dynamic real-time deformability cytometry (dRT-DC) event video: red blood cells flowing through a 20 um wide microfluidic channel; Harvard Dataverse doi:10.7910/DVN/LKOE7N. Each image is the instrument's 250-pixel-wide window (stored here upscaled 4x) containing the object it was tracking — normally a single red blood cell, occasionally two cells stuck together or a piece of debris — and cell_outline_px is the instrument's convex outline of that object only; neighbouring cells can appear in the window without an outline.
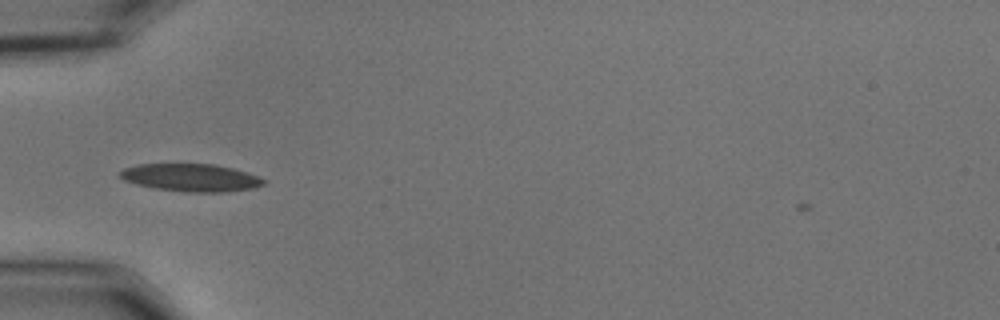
{"species": "common noctule bat (a hibernating species)", "species_latin": "Nyctalus noctula", "temperature_condition": "cold", "stored_images_in_passage": 38, "camera_frame_rate_fps": 3000, "um_per_image_px": 0.085, "animal": {"sex": "male", "body_mass_g": 15.6}, "frame": {"image": 1, "passage_image": 1, "time_ms": 0.0, "image_size_px": [1000, 320], "cell_outline_px": [[264, 184], [252, 188], [224, 192], [188, 192], [152, 188], [136, 184], [124, 180], [116, 172], [124, 168], [140, 164], [216, 164], [232, 168], [256, 176], [264, 180]], "centroid_in_image_um": [16.16, 15.1], "position_along_channel_um": 68.8, "area_um2": 23.0}}
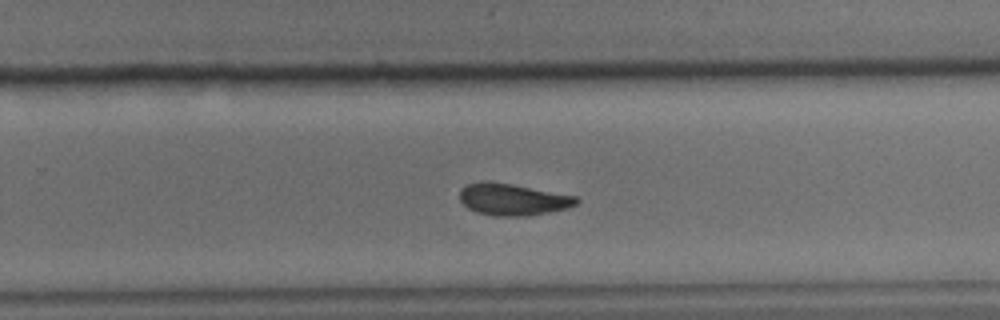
{"frame": {"image": 2, "passage_image": 19, "time_ms": 6.0, "image_size_px": [1000, 320], "cell_outline_px": [[580, 200], [576, 204], [568, 208], [528, 216], [496, 216], [476, 212], [468, 208], [460, 200], [460, 188], [468, 184], [484, 180], [488, 180], [512, 184], [576, 196]], "centroid_in_image_um": [43.57, 16.94], "position_along_channel_um": 286.2, "area_um2": 21.68}}
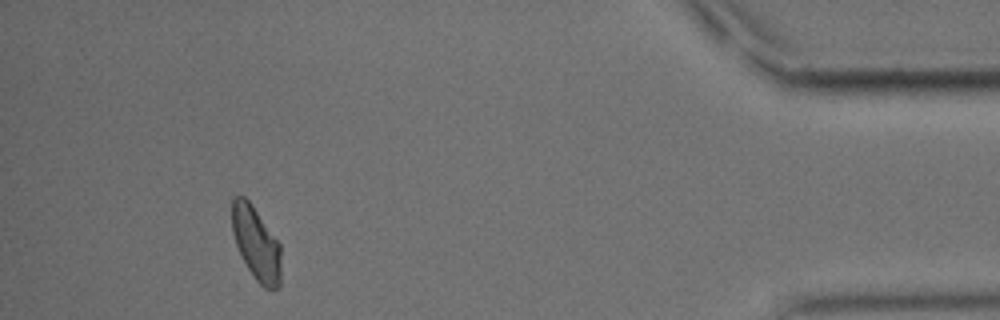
{"frame": {"image": 3, "passage_image": 34, "time_ms": 11.0, "image_size_px": [1000, 320], "cell_outline_px": [[280, 288], [264, 288], [256, 280], [248, 268], [236, 244], [232, 232], [232, 196], [244, 196], [252, 204], [280, 244]], "centroid_in_image_um": [21.77, 20.67], "position_along_channel_um": 413.4, "area_um2": 20.75}, "authors_computed_cell_mechanics": {"area_um2": 21.8195, "velocity_mm_per_s": 3.6306, "shape_relaxation_time_tau1_ms": 4.6903, "shape_relaxation_time_tau2_ms": 4.874, "deformation_change_tau1": 0.1154, "deformation_change_tau2": 0.1074}}